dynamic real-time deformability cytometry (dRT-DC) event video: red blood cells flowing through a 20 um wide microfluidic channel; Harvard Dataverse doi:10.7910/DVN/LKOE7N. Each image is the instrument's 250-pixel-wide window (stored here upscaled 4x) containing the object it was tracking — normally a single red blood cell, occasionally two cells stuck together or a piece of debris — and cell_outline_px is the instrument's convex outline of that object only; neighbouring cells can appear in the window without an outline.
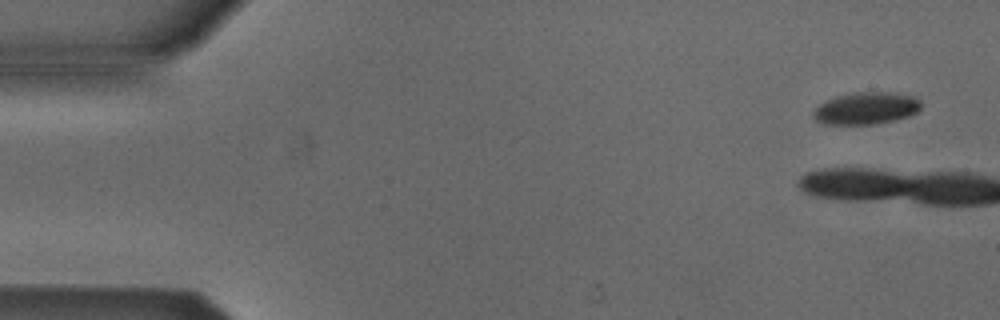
{"species": "Egyptian fruit bat (a non-hibernating species)", "species_latin": "Rousettus aegyptiacus", "temperature_condition": "cold", "stored_images_in_passage": 5, "camera_frame_rate_fps": 3000, "um_per_image_px": 0.085, "animal": {"sex": "male"}, "frame": {"image": 1, "passage_image": 1, "time_ms": 0.0, "image_size_px": [1000, 320], "cell_outline_px": [[920, 108], [916, 112], [908, 116], [892, 120], [872, 124], [824, 124], [816, 120], [812, 116], [812, 112], [820, 104], [836, 96], [856, 92], [892, 92], [916, 96], [920, 100]], "centroid_in_image_um": [73.62, 9.19], "position_along_channel_um": 11.4, "area_um2": 20.06}}